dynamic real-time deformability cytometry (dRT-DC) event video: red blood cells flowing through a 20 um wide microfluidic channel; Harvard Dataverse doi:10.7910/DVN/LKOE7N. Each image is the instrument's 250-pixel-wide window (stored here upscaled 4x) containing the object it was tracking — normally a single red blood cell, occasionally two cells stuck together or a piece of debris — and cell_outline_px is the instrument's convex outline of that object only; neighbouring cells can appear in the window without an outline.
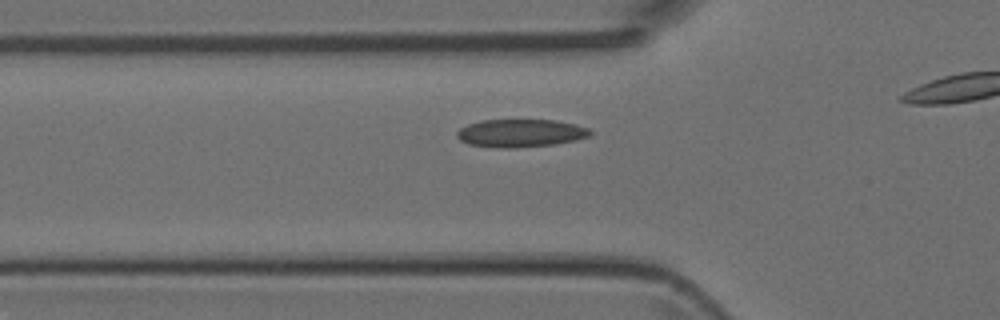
{"species": "Egyptian fruit bat (a non-hibernating species)", "species_latin": "Rousettus aegyptiacus", "temperature_condition": "room temperature", "stored_images_in_passage": 10, "camera_frame_rate_fps": 3000, "um_per_image_px": 0.085, "animal": {"sex": "female"}, "frame": {"image": 1, "passage_image": 5, "time_ms": 1.333, "image_size_px": [1000, 320], "cell_outline_px": [[592, 132], [588, 136], [576, 140], [552, 144], [516, 148], [504, 148], [468, 144], [460, 140], [456, 136], [456, 132], [460, 128], [468, 124], [480, 120], [556, 120], [588, 128]], "centroid_in_image_um": [44.2, 11.31], "position_along_channel_um": 81.6, "area_um2": 21.5}}
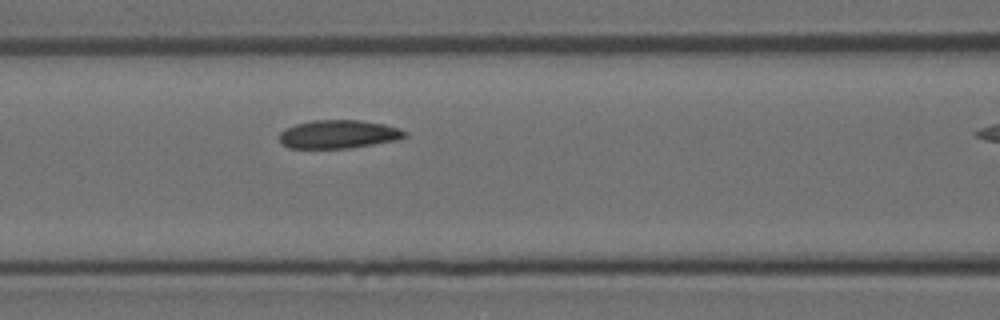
{"frame": {"image": 2, "passage_image": 9, "time_ms": 2.667, "image_size_px": [1000, 320], "cell_outline_px": [[408, 136], [400, 140], [348, 148], [288, 148], [280, 144], [280, 132], [284, 128], [296, 124], [312, 120], [360, 120], [384, 124], [400, 128], [408, 132]], "centroid_in_image_um": [28.8, 11.41], "position_along_channel_um": 137.8, "area_um2": 21.04}}